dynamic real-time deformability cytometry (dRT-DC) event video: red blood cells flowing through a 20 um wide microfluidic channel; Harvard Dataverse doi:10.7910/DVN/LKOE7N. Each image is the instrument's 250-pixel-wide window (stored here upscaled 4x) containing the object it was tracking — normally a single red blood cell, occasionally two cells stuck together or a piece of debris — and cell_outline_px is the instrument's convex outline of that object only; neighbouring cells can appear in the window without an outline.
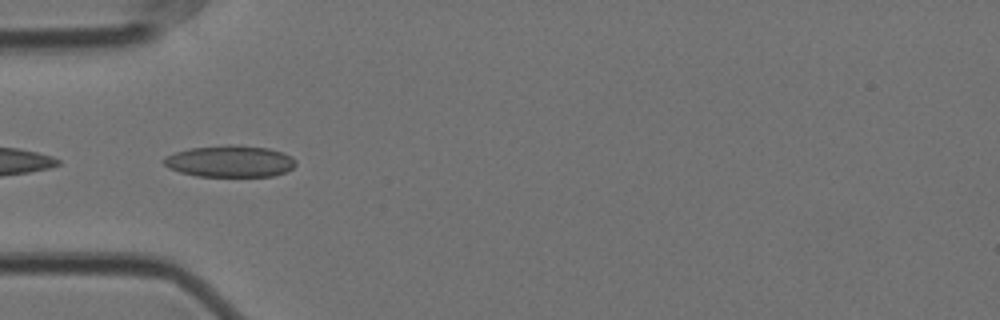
{"species": "Egyptian fruit bat (a non-hibernating species)", "species_latin": "Rousettus aegyptiacus", "temperature_condition": "cold", "stored_images_in_passage": 13, "camera_frame_rate_fps": 3000, "um_per_image_px": 0.085, "animal": {"sex": "female"}, "frame": {"image": 1, "passage_image": 1, "time_ms": 0.0, "image_size_px": [1000, 320], "cell_outline_px": [[296, 164], [292, 168], [284, 172], [272, 176], [196, 176], [180, 172], [168, 168], [160, 160], [164, 156], [176, 152], [192, 148], [228, 144], [268, 148], [292, 156], [296, 160]], "centroid_in_image_um": [19.51, 13.71], "position_along_channel_um": 65.5, "area_um2": 24.33}}
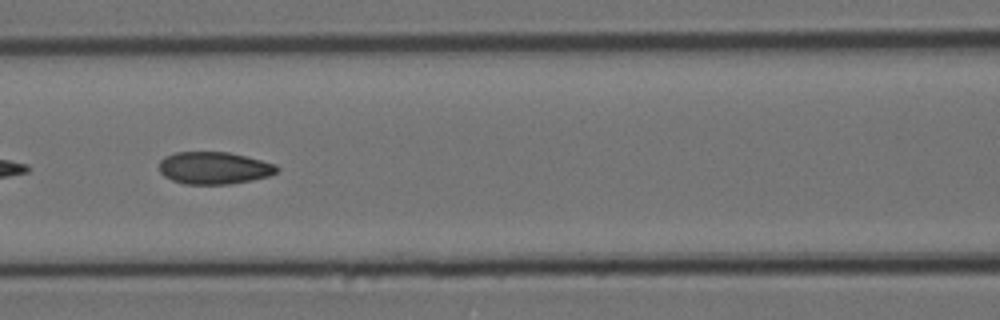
{"frame": {"image": 2, "passage_image": 8, "time_ms": 2.333, "image_size_px": [1000, 320], "cell_outline_px": [[280, 168], [276, 172], [268, 176], [252, 180], [228, 184], [184, 184], [172, 180], [164, 176], [160, 172], [160, 160], [164, 156], [176, 152], [228, 152], [276, 164]], "centroid_in_image_um": [18.18, 14.28], "position_along_channel_um": 148.4, "area_um2": 22.08}}
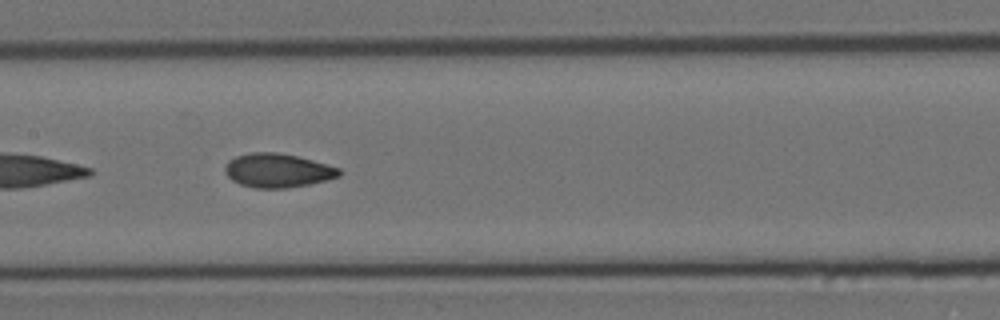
{"frame": {"image": 3, "passage_image": 11, "time_ms": 3.333, "image_size_px": [1000, 320], "cell_outline_px": [[340, 176], [328, 180], [288, 188], [256, 188], [240, 184], [232, 180], [224, 172], [224, 168], [228, 160], [236, 156], [252, 152], [276, 152], [296, 156], [312, 160], [340, 168]], "centroid_in_image_um": [23.58, 14.49], "position_along_channel_um": 183.8, "area_um2": 22.54}}